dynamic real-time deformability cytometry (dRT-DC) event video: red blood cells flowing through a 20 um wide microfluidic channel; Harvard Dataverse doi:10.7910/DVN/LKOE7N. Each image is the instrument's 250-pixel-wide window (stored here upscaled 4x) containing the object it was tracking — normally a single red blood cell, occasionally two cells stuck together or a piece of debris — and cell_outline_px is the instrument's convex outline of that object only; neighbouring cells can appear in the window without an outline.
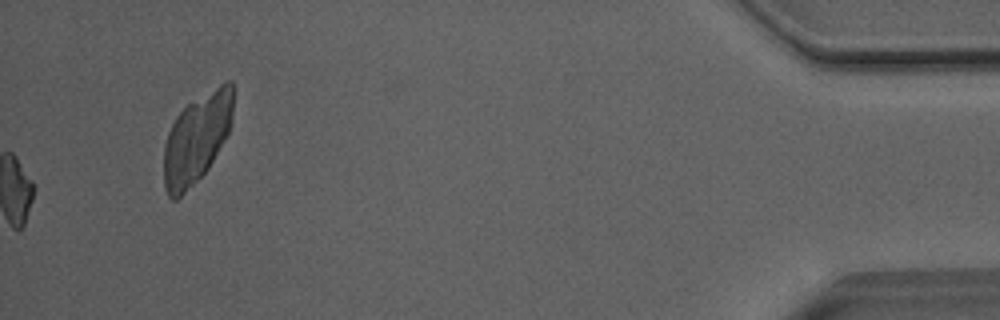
{"species": "Egyptian fruit bat (a non-hibernating species)", "species_latin": "Rousettus aegyptiacus", "temperature_condition": "room temperature", "stored_images_in_passage": 42, "segment_of_instrument_passage": [2, 2], "camera_frame_rate_fps": 3000, "um_per_image_px": 0.085, "animal": {"sex": "male"}, "frame": {"image": 1, "passage_image": 42, "time_ms": 13.667, "image_size_px": [1000, 320], "cell_outline_px": [[236, 88], [232, 120], [228, 132], [224, 140], [208, 168], [176, 200], [172, 200], [168, 196], [164, 188], [164, 144], [168, 132], [176, 116], [188, 104], [220, 84], [228, 80], [232, 80]], "centroid_in_image_um": [16.75, 11.71], "position_along_channel_um": 418.5, "area_um2": 36.07}}